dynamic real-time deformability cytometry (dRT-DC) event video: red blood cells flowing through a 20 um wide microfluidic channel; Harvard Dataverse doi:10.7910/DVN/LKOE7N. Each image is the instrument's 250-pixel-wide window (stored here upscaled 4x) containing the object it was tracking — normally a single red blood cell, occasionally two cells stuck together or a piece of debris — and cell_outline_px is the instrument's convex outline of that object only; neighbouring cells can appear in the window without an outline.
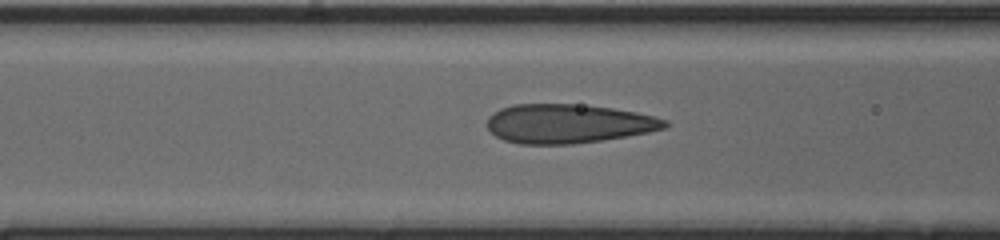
{"species": "human", "species_latin": "Homo sapiens", "temperature_condition": "cold", "stored_images_in_passage": 38, "camera_frame_rate_fps": 3000, "um_per_image_px": 0.085, "donor": {"sex": "male"}, "frame": {"image": 1, "passage_image": 15, "time_ms": 4.667, "image_size_px": [1000, 240], "cell_outline_px": [[668, 128], [648, 132], [600, 140], [572, 144], [520, 144], [504, 140], [496, 136], [484, 124], [488, 116], [500, 108], [512, 104], [572, 104], [612, 108], [636, 112], [668, 120]], "centroid_in_image_um": [48.25, 10.51], "position_along_channel_um": 118.4, "area_um2": 40.46}}
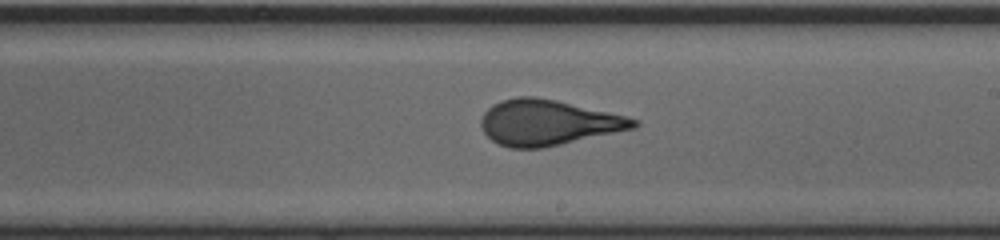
{"frame": {"image": 2, "passage_image": 24, "time_ms": 7.667, "image_size_px": [1000, 240], "cell_outline_px": [[640, 124], [636, 128], [544, 148], [508, 148], [496, 144], [484, 132], [480, 124], [480, 120], [484, 112], [492, 104], [500, 100], [516, 96], [536, 96], [556, 100], [608, 112], [640, 120]], "centroid_in_image_um": [46.55, 10.42], "position_along_channel_um": 242.5, "area_um2": 40.69}}
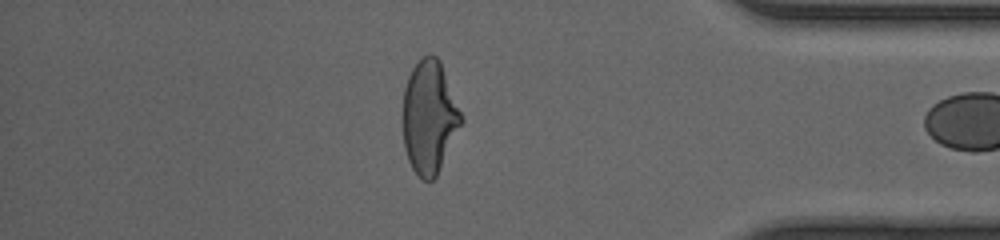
{"frame": {"image": 3, "passage_image": 37, "time_ms": 12.0, "image_size_px": [1000, 240], "cell_outline_px": [[464, 120], [436, 176], [432, 180], [424, 180], [412, 168], [408, 160], [404, 148], [404, 88], [408, 76], [412, 68], [428, 52], [436, 56], [440, 60]], "centroid_in_image_um": [36.5, 9.93], "position_along_channel_um": 398.7, "area_um2": 37.97}}